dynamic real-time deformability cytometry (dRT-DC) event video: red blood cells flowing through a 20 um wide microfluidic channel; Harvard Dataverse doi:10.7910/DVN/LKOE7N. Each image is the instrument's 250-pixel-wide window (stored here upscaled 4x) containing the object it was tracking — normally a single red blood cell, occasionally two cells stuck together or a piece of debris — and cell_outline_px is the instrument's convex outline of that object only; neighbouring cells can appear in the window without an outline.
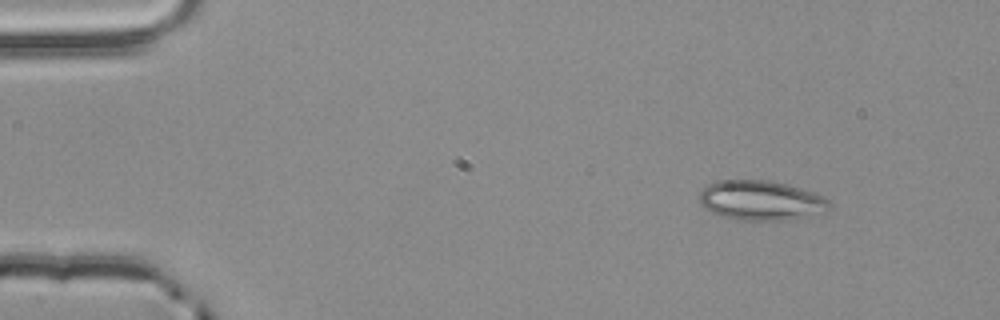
{"species": "common noctule bat (a hibernating species)", "species_latin": "Nyctalus noctula", "temperature_condition": "room temperature", "stored_images_in_passage": 4, "camera_frame_rate_fps": 3000, "um_per_image_px": 0.085, "animal": {"sex": "male", "body_mass_g": 20.4}, "frame": {"image": 1, "passage_image": 1, "time_ms": 0.0, "image_size_px": [1000, 320], "cell_outline_px": [[832, 208], [808, 216], [784, 220], [736, 220], [712, 212], [704, 208], [700, 204], [700, 192], [708, 184], [720, 180], [768, 180], [788, 184], [824, 196], [832, 204]], "centroid_in_image_um": [64.69, 17.03], "position_along_channel_um": 20.3, "area_um2": 30.06}}
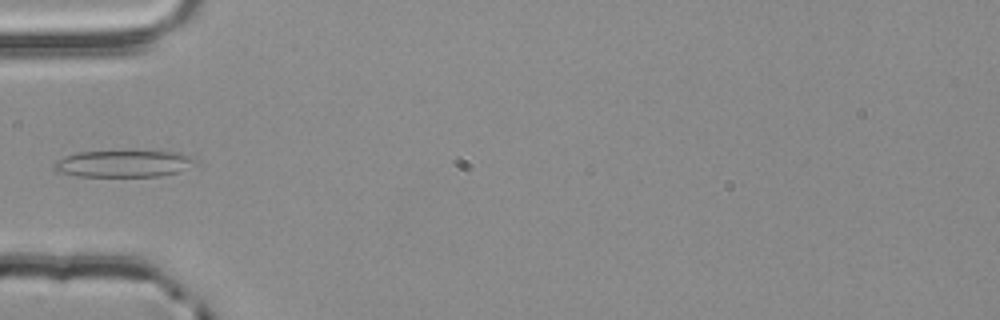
{"frame": {"image": 2, "passage_image": 4, "time_ms": 1.0, "image_size_px": [1000, 320], "cell_outline_px": [[196, 160], [180, 172], [160, 176], [80, 176], [56, 172], [52, 168], [56, 160], [64, 156], [76, 152], [128, 148], [172, 152], [192, 156]], "centroid_in_image_um": [10.43, 13.86], "position_along_channel_um": 74.6, "area_um2": 23.06}}